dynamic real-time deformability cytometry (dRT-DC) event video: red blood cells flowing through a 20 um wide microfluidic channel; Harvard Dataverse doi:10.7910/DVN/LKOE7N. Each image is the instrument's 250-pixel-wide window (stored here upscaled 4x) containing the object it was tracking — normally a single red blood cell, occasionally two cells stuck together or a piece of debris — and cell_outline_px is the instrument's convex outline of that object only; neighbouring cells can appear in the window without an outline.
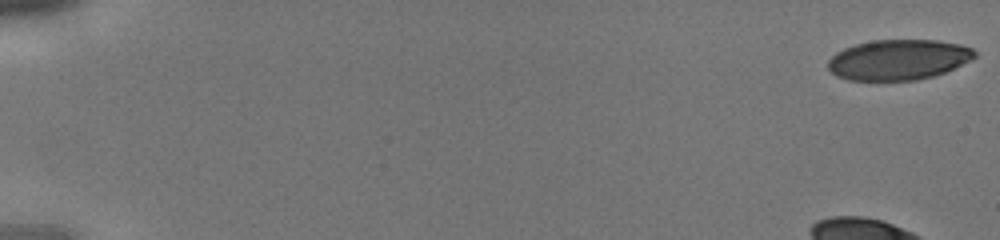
{"species": "human", "species_latin": "Homo sapiens", "temperature_condition": "cold", "stored_images_in_passage": 10, "camera_frame_rate_fps": 3000, "um_per_image_px": 0.085, "donor": {"sex": "male"}, "frame": {"image": 1, "passage_image": 1, "time_ms": 0.0, "image_size_px": [1000, 240], "cell_outline_px": [[976, 56], [944, 72], [932, 76], [916, 80], [848, 80], [836, 76], [828, 68], [828, 60], [836, 52], [844, 48], [856, 44], [872, 40], [936, 40], [960, 44], [972, 48], [976, 52]], "centroid_in_image_um": [76.32, 5.07], "position_along_channel_um": 8.7, "area_um2": 34.28}}